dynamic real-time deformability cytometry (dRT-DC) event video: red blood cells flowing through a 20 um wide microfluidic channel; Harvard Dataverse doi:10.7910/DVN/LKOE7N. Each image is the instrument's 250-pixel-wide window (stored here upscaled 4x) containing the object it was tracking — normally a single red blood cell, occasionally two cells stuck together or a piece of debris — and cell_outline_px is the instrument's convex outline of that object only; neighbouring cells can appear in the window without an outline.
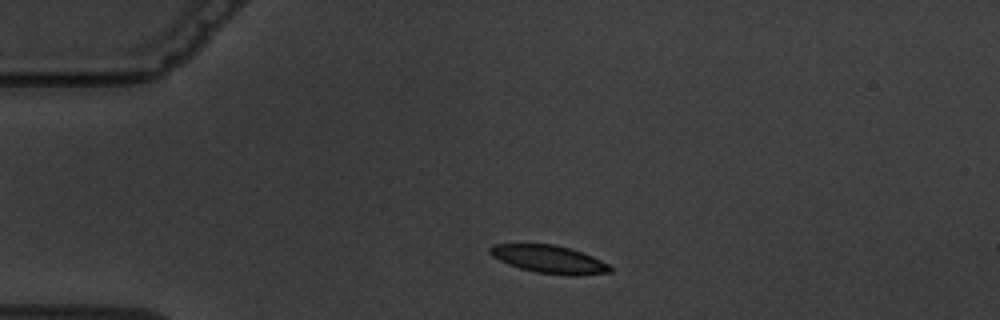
{"species": "common noctule bat (a hibernating species)", "species_latin": "Nyctalus noctula", "temperature_condition": "warm", "stored_images_in_passage": 2, "camera_frame_rate_fps": 3000, "um_per_image_px": 0.085, "animal": {"sex": "male", "body_mass_g": 19.5, "forearm_length_mm": 54.6}, "frame": {"image": 1, "passage_image": 1, "time_ms": 0.0, "image_size_px": [1000, 320], "cell_outline_px": [[612, 272], [536, 272], [520, 268], [508, 264], [492, 256], [488, 252], [488, 248], [492, 244], [552, 244], [572, 248], [592, 256], [608, 264], [612, 268]], "centroid_in_image_um": [46.54, 21.96], "position_along_channel_um": 38.5, "area_um2": 18.44}}
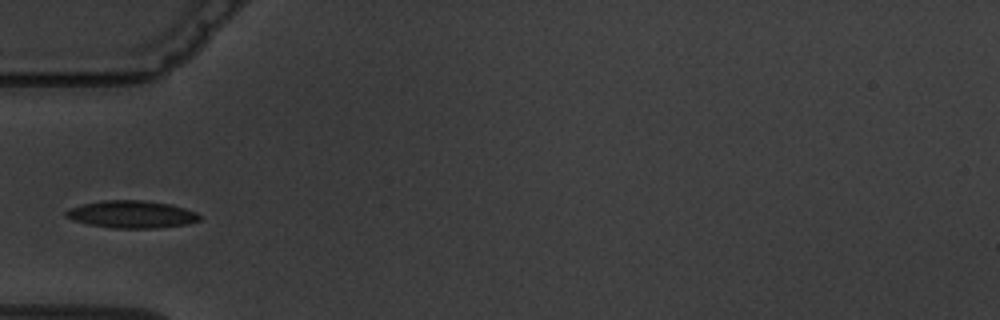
{"frame": {"image": 2, "passage_image": 2, "time_ms": 2.0, "image_size_px": [1000, 320], "cell_outline_px": [[200, 220], [188, 224], [160, 228], [112, 228], [72, 220], [64, 216], [64, 212], [68, 208], [100, 200], [144, 200], [172, 204], [196, 212], [200, 216]], "centroid_in_image_um": [11.2, 18.21], "position_along_channel_um": 73.8, "area_um2": 21.44}}